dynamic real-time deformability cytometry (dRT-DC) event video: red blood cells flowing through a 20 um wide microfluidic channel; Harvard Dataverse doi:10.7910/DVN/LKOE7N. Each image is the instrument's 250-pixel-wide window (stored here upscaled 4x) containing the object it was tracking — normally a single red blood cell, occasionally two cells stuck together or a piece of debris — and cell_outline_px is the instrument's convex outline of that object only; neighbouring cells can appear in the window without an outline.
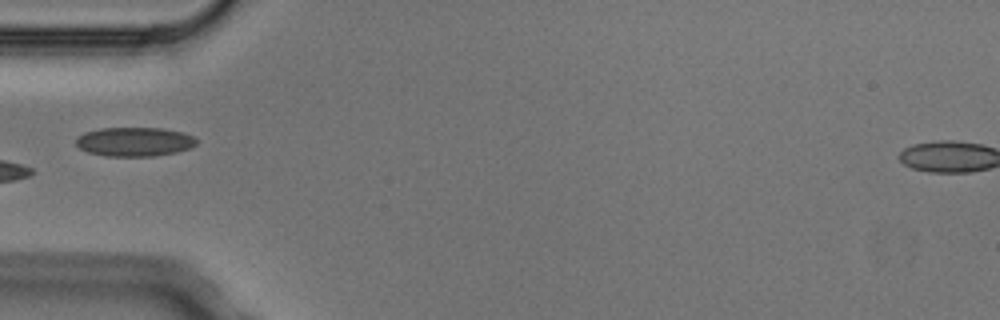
{"species": "Egyptian fruit bat (a non-hibernating species)", "species_latin": "Rousettus aegyptiacus", "temperature_condition": "cold", "stored_images_in_passage": 4, "camera_frame_rate_fps": 3000, "um_per_image_px": 0.085, "animal": {"sex": "male"}, "frame": {"image": 1, "passage_image": 4, "time_ms": 1.0, "image_size_px": [1000, 320], "cell_outline_px": [[196, 144], [188, 148], [176, 152], [152, 156], [108, 156], [88, 152], [80, 148], [76, 144], [76, 136], [84, 132], [100, 128], [160, 128], [184, 132], [192, 136], [196, 140]], "centroid_in_image_um": [11.4, 12.04], "position_along_channel_um": 73.6, "area_um2": 20.35}}